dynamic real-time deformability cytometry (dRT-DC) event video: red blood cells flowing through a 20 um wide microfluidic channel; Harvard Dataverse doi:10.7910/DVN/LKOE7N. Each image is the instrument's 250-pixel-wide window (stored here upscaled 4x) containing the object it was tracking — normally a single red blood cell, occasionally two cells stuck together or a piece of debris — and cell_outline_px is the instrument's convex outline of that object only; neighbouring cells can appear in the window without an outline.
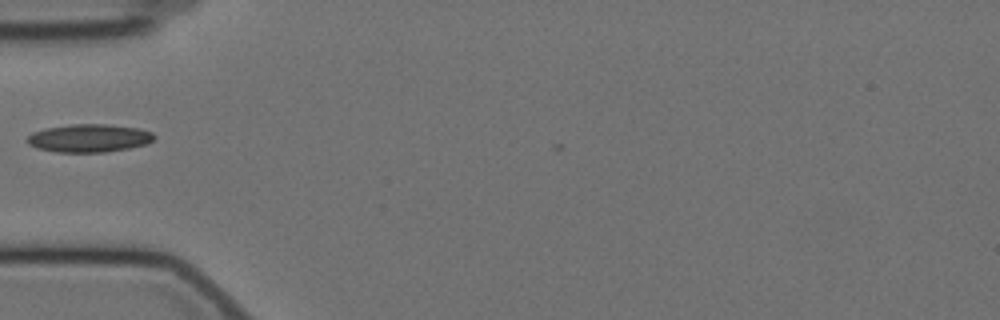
{"species": "Egyptian fruit bat (a non-hibernating species)", "species_latin": "Rousettus aegyptiacus", "temperature_condition": "cold", "stored_images_in_passage": 5, "camera_frame_rate_fps": 3000, "um_per_image_px": 0.085, "animal": {"sex": "female"}, "frame": {"image": 1, "passage_image": 3, "time_ms": 0.667, "image_size_px": [1000, 320], "cell_outline_px": [[156, 136], [148, 144], [128, 148], [104, 152], [56, 152], [36, 148], [28, 144], [28, 136], [32, 132], [44, 128], [72, 124], [104, 124], [136, 128], [152, 132]], "centroid_in_image_um": [7.55, 11.74], "position_along_channel_um": 77.4, "area_um2": 20.69}}